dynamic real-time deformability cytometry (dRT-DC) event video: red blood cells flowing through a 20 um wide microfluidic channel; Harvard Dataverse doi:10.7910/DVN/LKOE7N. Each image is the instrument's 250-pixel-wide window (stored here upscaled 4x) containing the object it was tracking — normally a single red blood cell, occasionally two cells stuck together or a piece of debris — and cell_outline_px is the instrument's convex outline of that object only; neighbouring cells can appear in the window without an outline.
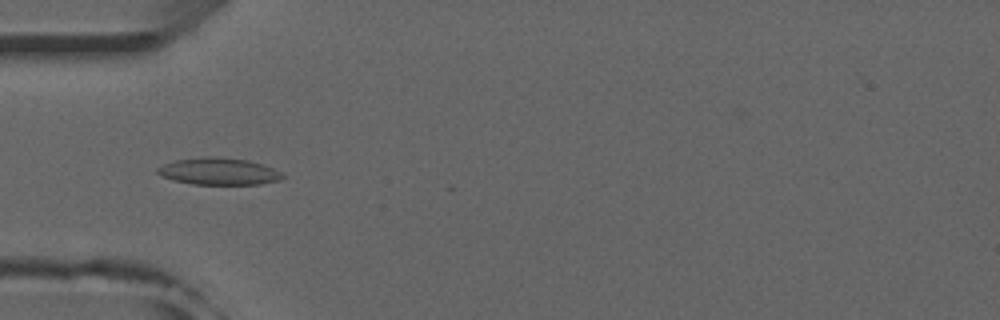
{"species": "common noctule bat (a hibernating species)", "species_latin": "Nyctalus noctula", "temperature_condition": "room temperature", "stored_images_in_passage": 50, "camera_frame_rate_fps": 3000, "um_per_image_px": 0.085, "animal": {"sex": "male", "forearm_length_mm": 52.5}, "frame": {"image": 1, "passage_image": 15, "time_ms": 4.667, "image_size_px": [1000, 320], "cell_outline_px": [[284, 176], [280, 180], [260, 184], [192, 184], [172, 180], [160, 176], [156, 172], [156, 168], [164, 164], [176, 160], [204, 156], [212, 156], [248, 160], [272, 168], [280, 172]], "centroid_in_image_um": [18.54, 14.57], "position_along_channel_um": 66.5, "area_um2": 19.59}}
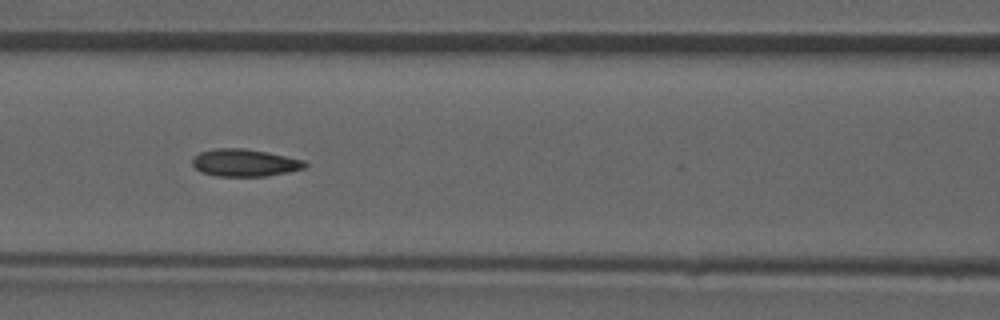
{"frame": {"image": 2, "passage_image": 21, "time_ms": 6.667, "image_size_px": [1000, 320], "cell_outline_px": [[308, 164], [304, 168], [288, 172], [264, 176], [216, 176], [200, 172], [192, 164], [192, 156], [200, 152], [216, 148], [244, 148], [304, 160]], "centroid_in_image_um": [20.75, 13.83], "position_along_channel_um": 145.9, "area_um2": 17.86}}
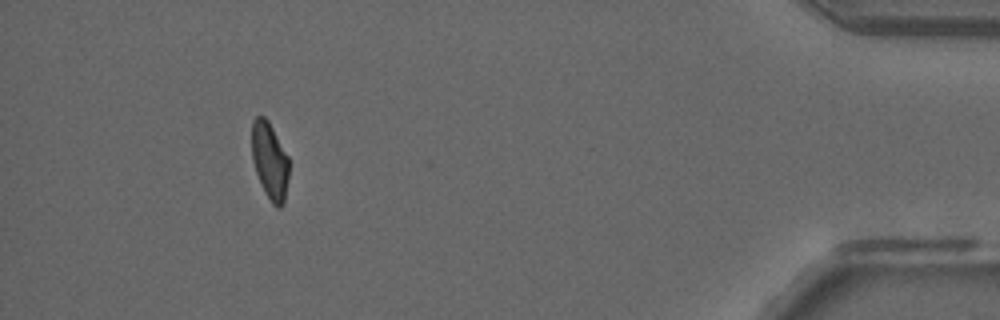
{"frame": {"image": 3, "passage_image": 46, "time_ms": 15.0, "image_size_px": [1000, 320], "cell_outline_px": [[288, 176], [284, 204], [280, 208], [276, 208], [272, 204], [264, 192], [256, 172], [252, 160], [252, 120], [256, 116], [264, 116], [268, 120], [288, 156]], "centroid_in_image_um": [22.92, 13.68], "position_along_channel_um": 412.3, "area_um2": 16.7}, "authors_computed_cell_mechanics": {"area_um2": 17.8891, "velocity_mm_per_s": 3.9657, "shape_relaxation_time_tau1_ms": 9.5284, "shape_relaxation_time_tau2_ms": 1.8512, "deformation_change_tau1": 0.2173, "deformation_change_tau2": 0.0731}}